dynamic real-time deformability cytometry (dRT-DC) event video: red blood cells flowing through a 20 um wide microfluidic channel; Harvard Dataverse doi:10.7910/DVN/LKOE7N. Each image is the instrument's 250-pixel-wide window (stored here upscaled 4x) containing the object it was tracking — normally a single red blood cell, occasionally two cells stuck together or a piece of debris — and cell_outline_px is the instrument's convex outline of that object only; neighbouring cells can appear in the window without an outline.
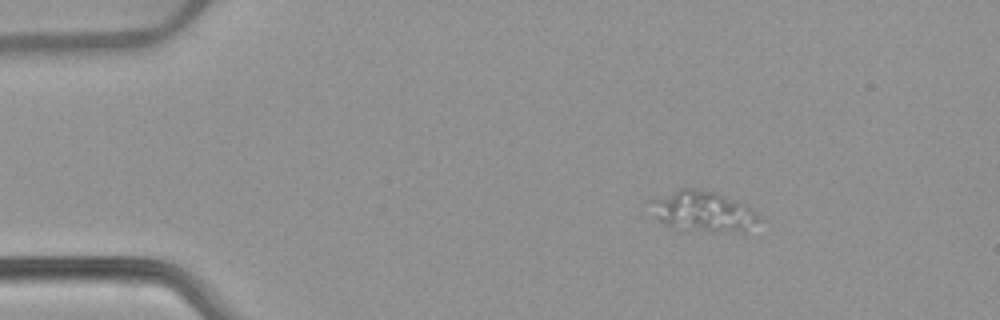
{"species": "common noctule bat (a hibernating species)", "species_latin": "Nyctalus noctula", "temperature_condition": "warm", "stored_images_in_passage": 45, "camera_frame_rate_fps": 3000, "um_per_image_px": 0.085, "animal": {"sex": "female", "body_mass_g": 22.7, "forearm_length_mm": 54.2}, "frame": {"image": 1, "passage_image": 1, "time_ms": 0.0, "image_size_px": [1000, 320], "cell_outline_px": [[756, 220], [744, 232], [712, 232], [668, 224], [660, 220], [656, 216], [648, 200], [680, 188], [692, 188], [716, 192], [736, 200], [744, 204], [756, 216]], "centroid_in_image_um": [59.72, 17.93], "position_along_channel_um": 25.3, "area_um2": 24.57}}
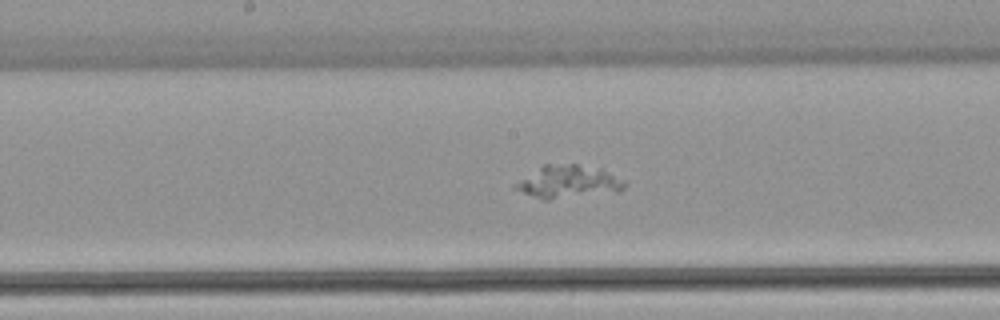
{"frame": {"image": 2, "passage_image": 20, "time_ms": 6.333, "image_size_px": [1000, 320], "cell_outline_px": [[628, 184], [620, 192], [548, 200], [544, 200], [512, 188], [516, 184], [544, 164], [576, 164], [600, 168], [628, 180]], "centroid_in_image_um": [48.44, 15.46], "position_along_channel_um": 199.8, "area_um2": 20.98}}
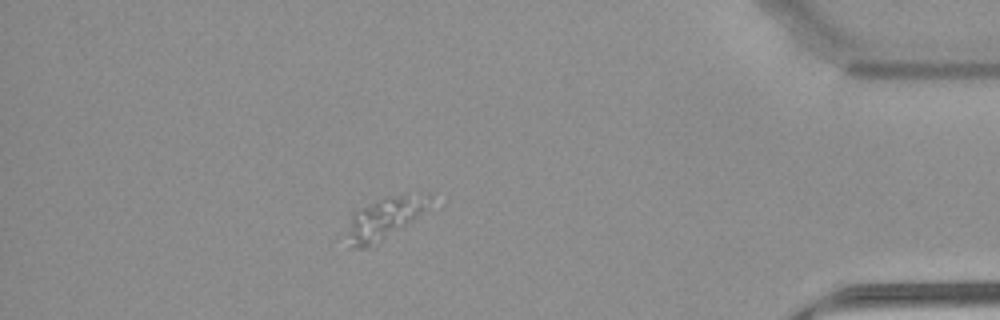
{"frame": {"image": 3, "passage_image": 39, "time_ms": 12.667, "image_size_px": [1000, 320], "cell_outline_px": [[444, 208], [376, 244], [364, 248], [352, 248], [348, 232], [352, 212], [356, 208], [384, 196], [428, 192], [432, 192], [444, 204]], "centroid_in_image_um": [33.14, 18.44], "position_along_channel_um": 402.1, "area_um2": 23.06}}